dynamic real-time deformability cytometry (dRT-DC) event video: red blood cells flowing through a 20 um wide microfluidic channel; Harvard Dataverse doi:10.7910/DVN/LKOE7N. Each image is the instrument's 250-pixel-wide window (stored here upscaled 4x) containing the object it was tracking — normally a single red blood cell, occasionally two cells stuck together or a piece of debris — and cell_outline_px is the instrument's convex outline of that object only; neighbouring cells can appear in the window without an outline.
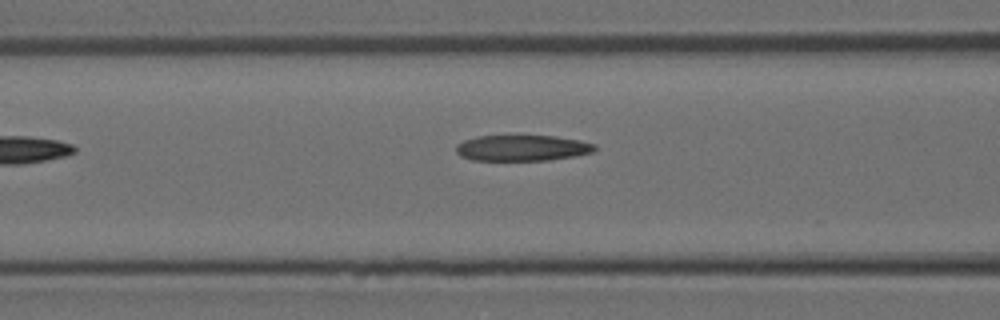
{"species": "Egyptian fruit bat (a non-hibernating species)", "species_latin": "Rousettus aegyptiacus", "temperature_condition": "room temperature", "stored_images_in_passage": 6, "segment_of_instrument_passage": [1, 2], "camera_frame_rate_fps": 3000, "um_per_image_px": 0.085, "animal": {"sex": "female"}, "frame": {"image": 1, "passage_image": 5, "time_ms": 1.333, "image_size_px": [1000, 320], "cell_outline_px": [[596, 148], [592, 152], [572, 156], [548, 160], [472, 160], [460, 156], [456, 152], [456, 144], [464, 140], [476, 136], [556, 136], [580, 140], [596, 144]], "centroid_in_image_um": [44.36, 12.57], "position_along_channel_um": 122.2, "area_um2": 20.87}}